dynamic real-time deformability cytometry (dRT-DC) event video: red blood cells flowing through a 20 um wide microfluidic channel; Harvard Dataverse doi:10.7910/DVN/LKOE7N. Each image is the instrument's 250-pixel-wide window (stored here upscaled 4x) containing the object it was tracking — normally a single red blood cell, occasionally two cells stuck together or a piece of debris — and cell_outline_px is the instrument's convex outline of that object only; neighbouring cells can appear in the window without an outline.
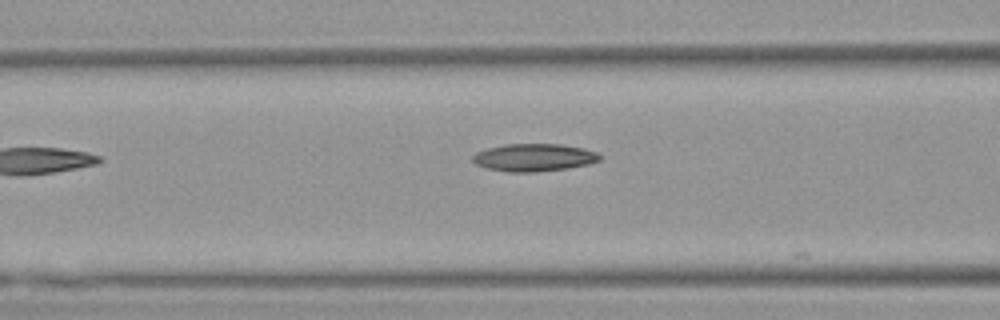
{"species": "Egyptian fruit bat (a non-hibernating species)", "species_latin": "Rousettus aegyptiacus", "temperature_condition": "warm", "stored_images_in_passage": 7, "camera_frame_rate_fps": 3000, "um_per_image_px": 0.085, "animal": {"sex": "female"}, "frame": {"image": 1, "passage_image": 5, "time_ms": 1.333, "image_size_px": [1000, 320], "cell_outline_px": [[604, 156], [600, 160], [588, 164], [568, 168], [536, 172], [508, 172], [488, 168], [476, 164], [472, 160], [472, 156], [476, 152], [488, 148], [504, 144], [560, 144], [584, 148], [596, 152]], "centroid_in_image_um": [45.41, 13.38], "position_along_channel_um": 121.2, "area_um2": 20.52}}